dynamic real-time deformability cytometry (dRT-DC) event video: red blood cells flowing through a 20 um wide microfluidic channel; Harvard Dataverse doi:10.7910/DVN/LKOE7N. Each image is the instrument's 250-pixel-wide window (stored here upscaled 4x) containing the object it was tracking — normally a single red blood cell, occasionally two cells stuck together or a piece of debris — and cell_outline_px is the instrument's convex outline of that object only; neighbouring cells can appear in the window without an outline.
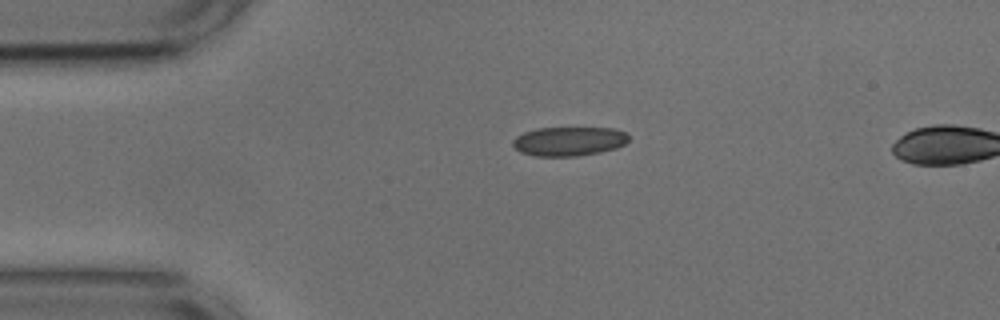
{"species": "common noctule bat (a hibernating species)", "species_latin": "Nyctalus noctula", "temperature_condition": "cold", "stored_images_in_passage": 41, "camera_frame_rate_fps": 3000, "um_per_image_px": 0.085, "animal": {"sex": "male", "body_mass_g": 17.9, "forearm_length_mm": 54.2}, "frame": {"image": 1, "passage_image": 1, "time_ms": 0.0, "image_size_px": [1000, 320], "cell_outline_px": [[628, 140], [624, 144], [616, 148], [600, 152], [576, 156], [532, 156], [520, 152], [512, 144], [512, 140], [516, 136], [524, 132], [536, 128], [616, 128], [624, 132], [628, 136]], "centroid_in_image_um": [48.33, 12.01], "position_along_channel_um": 36.7, "area_um2": 19.71}}
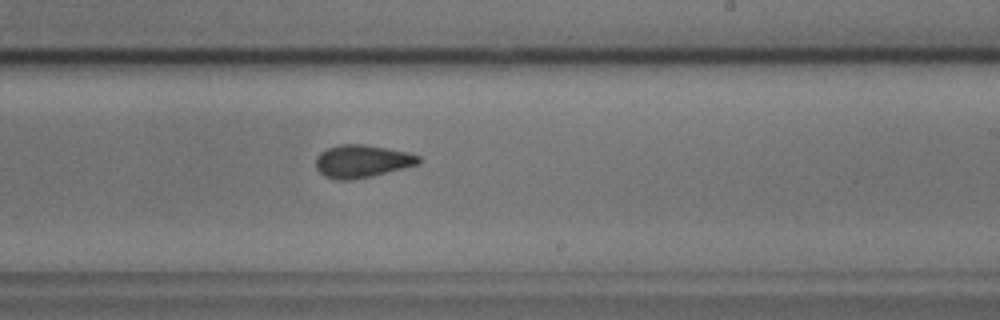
{"frame": {"image": 2, "passage_image": 21, "time_ms": 6.667, "image_size_px": [1000, 320], "cell_outline_px": [[420, 164], [372, 176], [348, 180], [336, 180], [324, 176], [316, 168], [316, 156], [320, 152], [328, 148], [340, 144], [364, 144], [408, 152], [420, 156]], "centroid_in_image_um": [30.76, 13.7], "position_along_channel_um": 258.2, "area_um2": 19.65}}
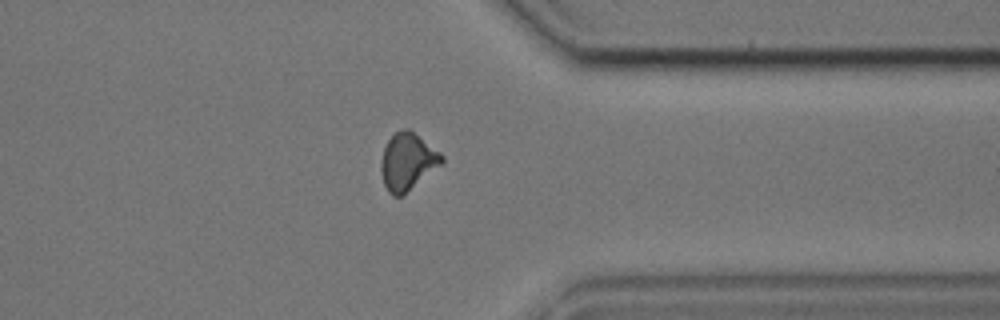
{"frame": {"image": 3, "passage_image": 31, "time_ms": 10.0, "image_size_px": [1000, 320], "cell_outline_px": [[444, 160], [440, 164], [400, 196], [392, 196], [388, 192], [384, 184], [380, 168], [380, 160], [384, 148], [388, 140], [400, 128], [408, 128], [440, 152], [444, 156]], "centroid_in_image_um": [34.6, 13.7], "position_along_channel_um": 376.8, "area_um2": 19.71}, "authors_computed_cell_mechanics": {"area_um2": 19.5942, "velocity_mm_per_s": 3.7463, "shape_relaxation_time_tau1_ms": 3.2495, "shape_relaxation_time_tau2_ms": 1.1656, "deformation_change_tau1": 0.0879, "deformation_change_tau2": 0.0505}}